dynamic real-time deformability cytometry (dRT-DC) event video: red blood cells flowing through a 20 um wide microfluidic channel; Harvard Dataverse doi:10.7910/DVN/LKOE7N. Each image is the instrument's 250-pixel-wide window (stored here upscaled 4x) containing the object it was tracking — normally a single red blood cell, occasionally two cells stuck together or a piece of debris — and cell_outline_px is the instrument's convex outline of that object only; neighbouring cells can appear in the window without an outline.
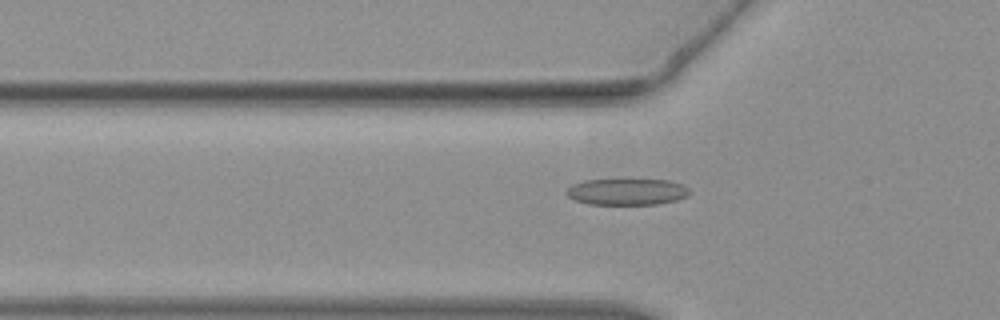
{"species": "common noctule bat (a hibernating species)", "species_latin": "Nyctalus noctula", "temperature_condition": "warm", "stored_images_in_passage": 32, "camera_frame_rate_fps": 3000, "um_per_image_px": 0.085, "animal": {"sex": "female", "body_mass_g": 19.3, "forearm_length_mm": 54.1}, "frame": {"image": 1, "passage_image": 2, "time_ms": 0.333, "image_size_px": [1000, 320], "cell_outline_px": [[688, 196], [676, 200], [656, 204], [588, 204], [576, 200], [568, 196], [564, 192], [572, 184], [584, 180], [668, 180], [684, 184], [688, 188]], "centroid_in_image_um": [53.28, 16.3], "position_along_channel_um": 72.5, "area_um2": 18.84}}
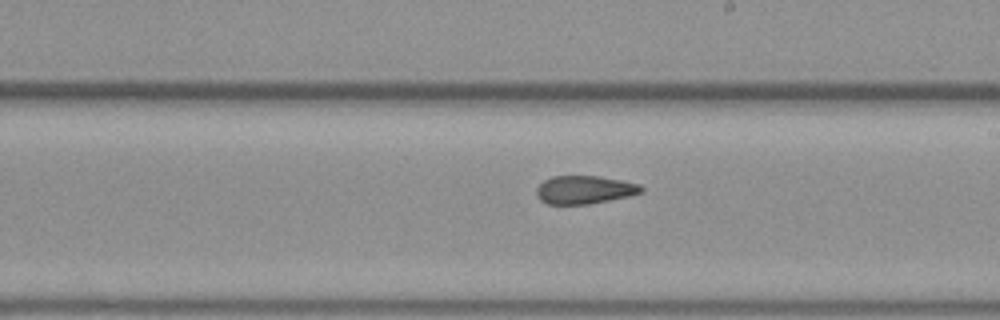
{"frame": {"image": 2, "passage_image": 13, "time_ms": 4.0, "image_size_px": [1000, 320], "cell_outline_px": [[644, 192], [628, 196], [588, 204], [548, 204], [540, 200], [536, 196], [536, 188], [544, 180], [552, 176], [600, 176], [640, 184], [644, 188]], "centroid_in_image_um": [49.67, 16.12], "position_along_channel_um": 239.3, "area_um2": 17.22}}
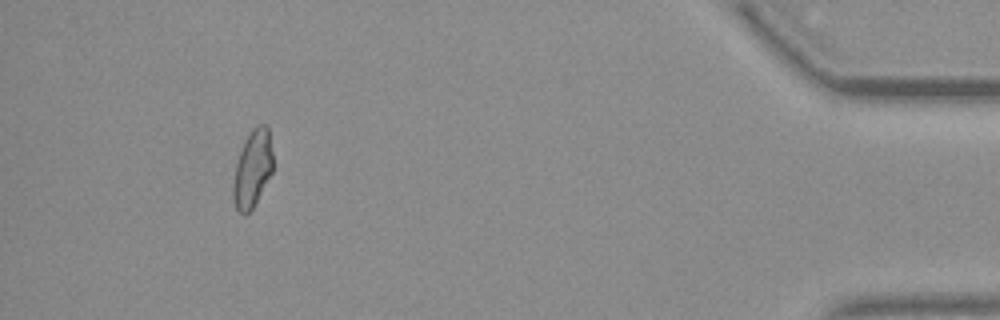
{"frame": {"image": 3, "passage_image": 29, "time_ms": 9.333, "image_size_px": [1000, 320], "cell_outline_px": [[272, 172], [252, 208], [244, 216], [236, 208], [232, 196], [232, 184], [236, 164], [244, 140], [252, 128], [256, 124], [264, 124], [268, 128], [272, 152]], "centroid_in_image_um": [21.44, 14.32], "position_along_channel_um": 413.8, "area_um2": 17.74}}